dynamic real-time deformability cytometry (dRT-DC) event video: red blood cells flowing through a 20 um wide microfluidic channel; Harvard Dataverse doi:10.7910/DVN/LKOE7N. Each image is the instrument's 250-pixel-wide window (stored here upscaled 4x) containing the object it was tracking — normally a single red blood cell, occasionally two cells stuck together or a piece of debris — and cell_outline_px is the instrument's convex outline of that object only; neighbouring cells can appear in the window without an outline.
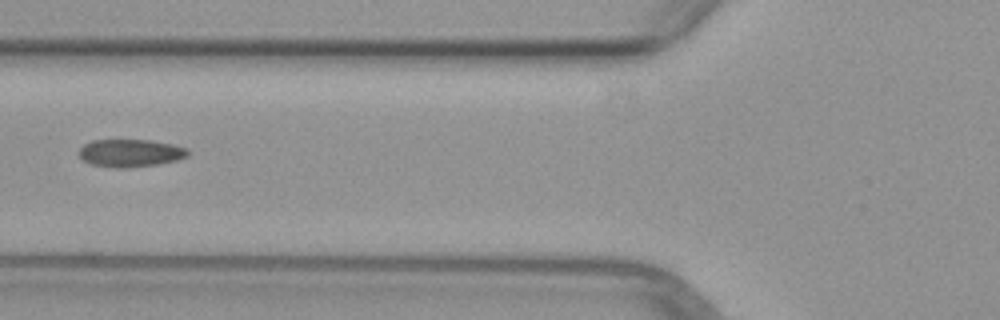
{"species": "common noctule bat (a hibernating species)", "species_latin": "Nyctalus noctula", "temperature_condition": "warm", "stored_images_in_passage": 3, "camera_frame_rate_fps": 3000, "um_per_image_px": 0.085, "animal": {"sex": "female", "body_mass_g": 29.2, "forearm_length_mm": 56.3}, "frame": {"image": 1, "passage_image": 2, "time_ms": 1.333, "image_size_px": [1000, 320], "cell_outline_px": [[188, 156], [176, 160], [156, 164], [128, 168], [112, 168], [92, 164], [84, 160], [80, 156], [80, 148], [84, 144], [92, 140], [148, 140], [172, 144], [188, 148]], "centroid_in_image_um": [11.08, 13.01], "position_along_channel_um": 114.7, "area_um2": 17.46}}
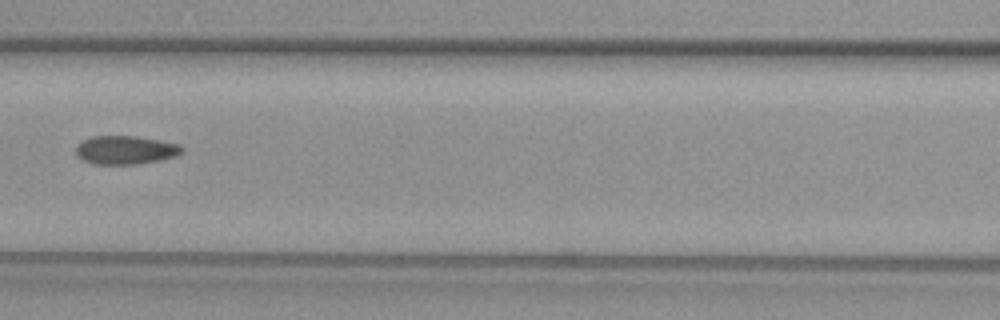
{"frame": {"image": 2, "passage_image": 3, "time_ms": 2.333, "image_size_px": [1000, 320], "cell_outline_px": [[184, 152], [176, 156], [136, 164], [92, 164], [76, 156], [76, 148], [84, 140], [92, 136], [136, 136], [180, 144], [184, 148]], "centroid_in_image_um": [10.68, 12.75], "position_along_channel_um": 155.9, "area_um2": 17.51}}